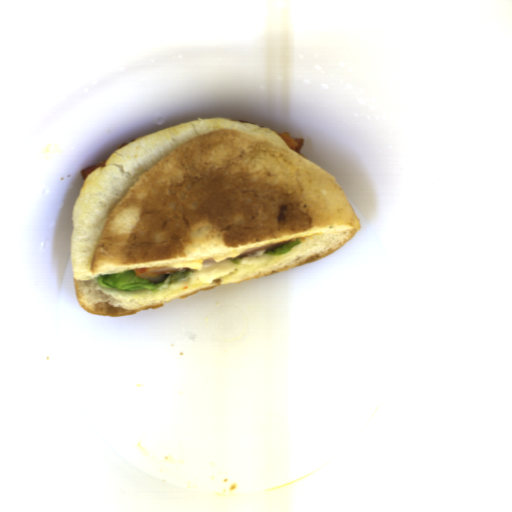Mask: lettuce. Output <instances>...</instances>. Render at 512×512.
<instances>
[{"instance_id": "9fb2a089", "label": "lettuce", "mask_w": 512, "mask_h": 512, "mask_svg": "<svg viewBox=\"0 0 512 512\" xmlns=\"http://www.w3.org/2000/svg\"><path fill=\"white\" fill-rule=\"evenodd\" d=\"M193 270L179 271L174 274L167 275L161 283H152L136 276L135 269L127 270L116 274H101L96 277V284L102 288L119 289V290H149L152 293H158L176 281L183 280L187 276L193 274Z\"/></svg>"}, {"instance_id": "494a5c6d", "label": "lettuce", "mask_w": 512, "mask_h": 512, "mask_svg": "<svg viewBox=\"0 0 512 512\" xmlns=\"http://www.w3.org/2000/svg\"><path fill=\"white\" fill-rule=\"evenodd\" d=\"M297 245H301V240L295 239L294 242H289L286 244H283L279 248H275L273 250H266L264 254H271V255H287L294 247Z\"/></svg>"}, {"instance_id": "88b5c38a", "label": "lettuce", "mask_w": 512, "mask_h": 512, "mask_svg": "<svg viewBox=\"0 0 512 512\" xmlns=\"http://www.w3.org/2000/svg\"><path fill=\"white\" fill-rule=\"evenodd\" d=\"M242 258H243V257H239V256H238L237 258H232V259H228V260H229V262H231V263H233V264H235V265H239V264H240V262H241V259H242Z\"/></svg>"}]
</instances>
